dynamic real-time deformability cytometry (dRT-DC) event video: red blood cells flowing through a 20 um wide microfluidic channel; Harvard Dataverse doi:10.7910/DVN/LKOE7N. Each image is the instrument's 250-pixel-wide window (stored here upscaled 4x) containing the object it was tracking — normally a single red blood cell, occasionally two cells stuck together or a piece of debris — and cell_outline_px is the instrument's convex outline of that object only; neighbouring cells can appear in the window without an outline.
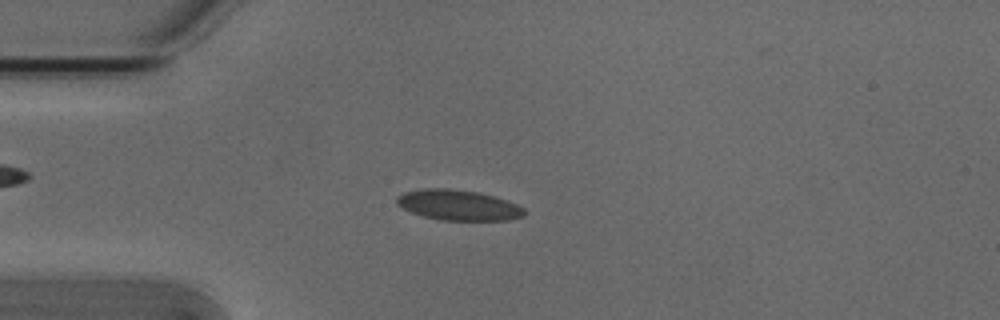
{"species": "Egyptian fruit bat (a non-hibernating species)", "species_latin": "Rousettus aegyptiacus", "temperature_condition": "cold", "stored_images_in_passage": 53, "camera_frame_rate_fps": 3000, "um_per_image_px": 0.085, "animal": {"sex": "male"}, "frame": {"image": 1, "passage_image": 13, "time_ms": 4.0, "image_size_px": [1000, 320], "cell_outline_px": [[528, 212], [524, 216], [508, 220], [440, 220], [424, 216], [412, 212], [396, 204], [396, 196], [404, 192], [424, 188], [448, 188], [476, 192], [492, 196], [516, 204], [524, 208]], "centroid_in_image_um": [38.95, 17.43], "position_along_channel_um": 46.0, "area_um2": 22.48}}
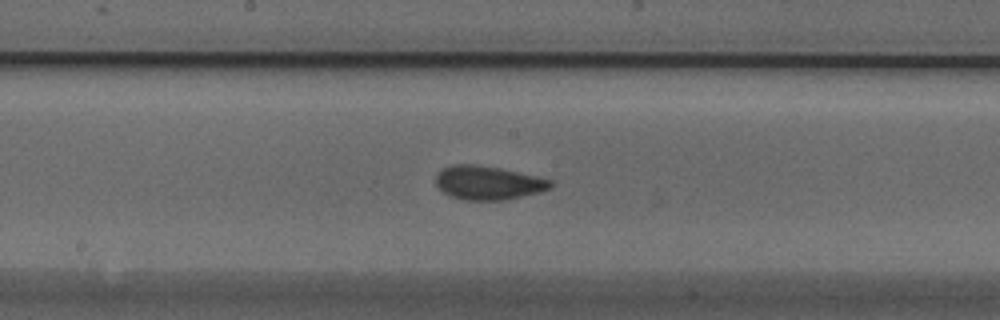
{"frame": {"image": 2, "passage_image": 27, "time_ms": 8.667, "image_size_px": [1000, 320], "cell_outline_px": [[556, 184], [552, 188], [540, 192], [500, 200], [464, 200], [448, 196], [436, 184], [436, 172], [452, 164], [476, 164], [500, 168], [536, 176], [552, 180]], "centroid_in_image_um": [41.49, 15.53], "position_along_channel_um": 206.7, "area_um2": 22.66}}
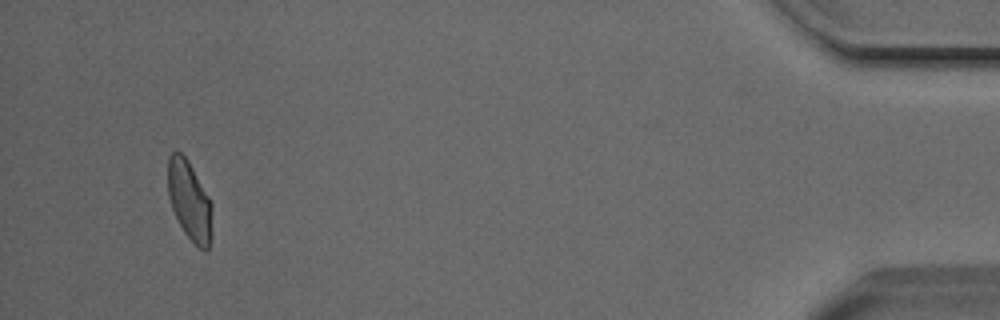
{"frame": {"image": 3, "passage_image": 50, "time_ms": 16.333, "image_size_px": [1000, 320], "cell_outline_px": [[212, 236], [208, 248], [204, 252], [184, 232], [172, 208], [168, 196], [168, 156], [172, 152], [180, 152], [188, 160], [208, 196], [212, 204]], "centroid_in_image_um": [16.12, 17.06], "position_along_channel_um": 419.1, "area_um2": 20.35}, "authors_computed_cell_mechanics": {"area_um2": 21.7906, "velocity_mm_per_s": 3.7995, "shape_relaxation_time_tau1_ms": 4.3757, "shape_relaxation_time_tau2_ms": 1.1462, "deformation_change_tau1": 0.1166, "deformation_change_tau2": 0.0583}}